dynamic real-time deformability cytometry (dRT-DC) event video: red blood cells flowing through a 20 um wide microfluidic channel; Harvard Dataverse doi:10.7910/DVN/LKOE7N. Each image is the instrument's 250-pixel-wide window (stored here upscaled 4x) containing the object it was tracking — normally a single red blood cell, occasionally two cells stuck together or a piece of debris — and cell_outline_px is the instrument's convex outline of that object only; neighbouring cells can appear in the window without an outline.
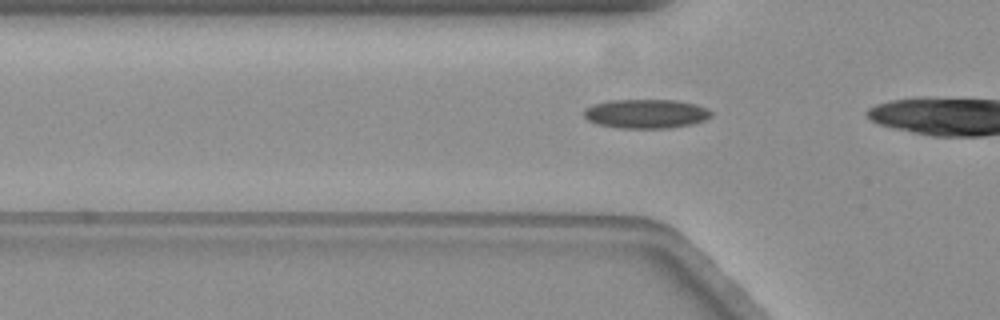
{"species": "common noctule bat (a hibernating species)", "species_latin": "Nyctalus noctula", "temperature_condition": "warm", "stored_images_in_passage": 17, "camera_frame_rate_fps": 3000, "um_per_image_px": 0.085, "animal": {"sex": "female", "body_mass_g": 19.3, "forearm_length_mm": 54.1}, "frame": {"image": 1, "passage_image": 15, "time_ms": 4.667, "image_size_px": [1000, 320], "cell_outline_px": [[712, 116], [704, 120], [692, 124], [668, 128], [620, 128], [596, 124], [588, 120], [584, 116], [584, 108], [592, 104], [608, 100], [676, 100], [696, 104], [708, 108], [712, 112]], "centroid_in_image_um": [54.9, 9.66], "position_along_channel_um": 70.9, "area_um2": 21.79}}